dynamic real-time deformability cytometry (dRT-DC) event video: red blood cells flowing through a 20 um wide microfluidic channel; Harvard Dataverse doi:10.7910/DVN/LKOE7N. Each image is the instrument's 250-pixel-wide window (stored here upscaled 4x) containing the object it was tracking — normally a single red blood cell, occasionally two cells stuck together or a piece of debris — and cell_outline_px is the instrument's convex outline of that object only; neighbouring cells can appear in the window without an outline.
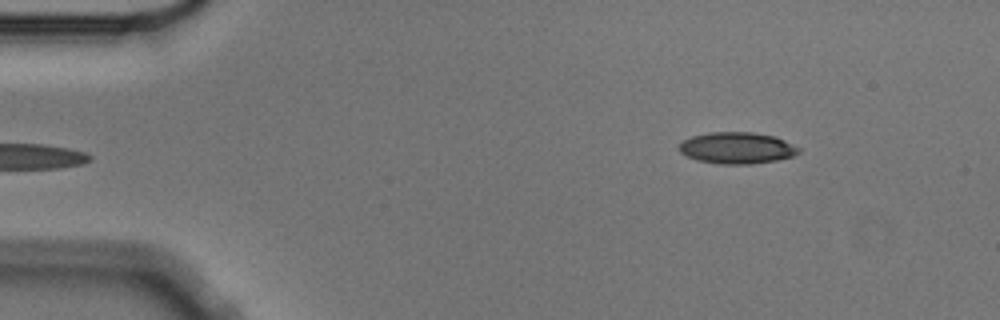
{"species": "Egyptian fruit bat (a non-hibernating species)", "species_latin": "Rousettus aegyptiacus", "temperature_condition": "cold", "stored_images_in_passage": 5, "camera_frame_rate_fps": 3000, "um_per_image_px": 0.085, "animal": {"sex": "male"}, "frame": {"image": 1, "passage_image": 5, "time_ms": 1.333, "image_size_px": [1000, 320], "cell_outline_px": [[800, 152], [792, 156], [776, 160], [752, 164], [720, 164], [696, 160], [680, 152], [680, 144], [684, 140], [692, 136], [708, 132], [752, 132], [776, 136], [800, 148]], "centroid_in_image_um": [62.65, 12.57], "position_along_channel_um": 22.3, "area_um2": 21.91}}